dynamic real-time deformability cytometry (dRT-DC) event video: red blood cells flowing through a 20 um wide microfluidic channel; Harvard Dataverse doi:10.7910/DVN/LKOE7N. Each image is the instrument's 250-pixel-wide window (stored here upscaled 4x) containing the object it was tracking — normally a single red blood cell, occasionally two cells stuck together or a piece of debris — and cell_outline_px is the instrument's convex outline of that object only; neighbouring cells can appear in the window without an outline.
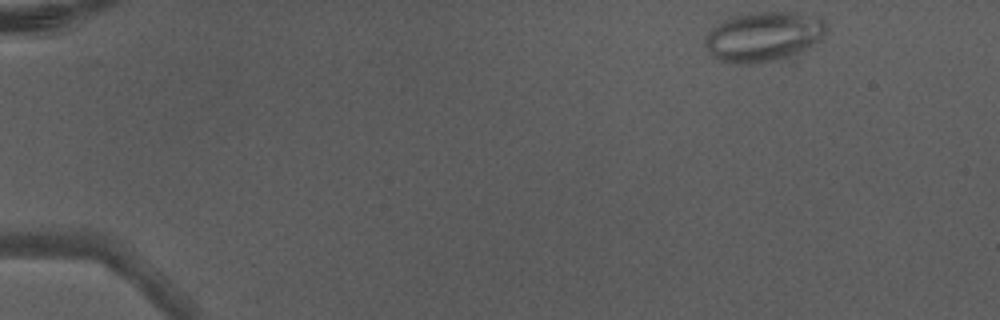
{"species": "Egyptian fruit bat (a non-hibernating species)", "species_latin": "Rousettus aegyptiacus", "temperature_condition": "warm", "stored_images_in_passage": 5, "camera_frame_rate_fps": 3000, "um_per_image_px": 0.085, "animal": {"sex": "male"}, "frame": {"image": 1, "passage_image": 1, "time_ms": 0.0, "image_size_px": [1000, 320], "cell_outline_px": [[828, 32], [820, 40], [804, 48], [784, 56], [772, 60], [756, 64], [732, 64], [720, 60], [712, 56], [704, 44], [704, 36], [712, 28], [724, 20], [732, 16], [752, 12], [788, 12], [820, 16], [828, 24]], "centroid_in_image_um": [64.88, 3.09], "position_along_channel_um": 20.1, "area_um2": 35.08}}
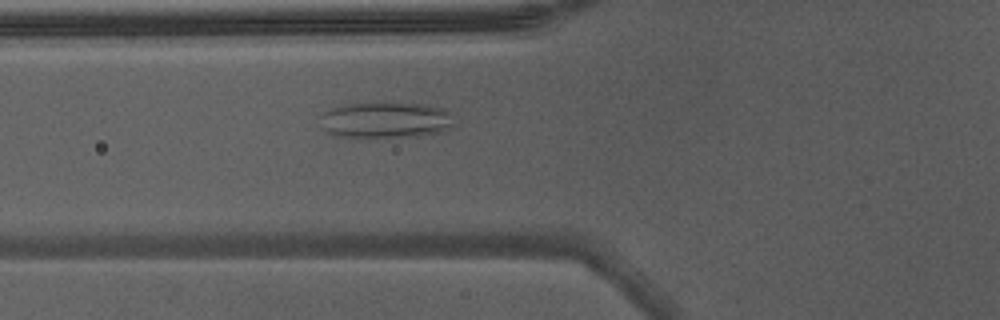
{"frame": {"image": 2, "passage_image": 5, "time_ms": 1.333, "image_size_px": [1000, 320], "cell_outline_px": [[452, 128], [440, 132], [412, 136], [368, 140], [336, 136], [328, 132], [324, 128], [320, 116], [328, 108], [340, 104], [372, 100], [384, 100], [428, 104], [444, 108], [452, 112]], "centroid_in_image_um": [32.74, 10.17], "position_along_channel_um": 93.1, "area_um2": 30.23}}